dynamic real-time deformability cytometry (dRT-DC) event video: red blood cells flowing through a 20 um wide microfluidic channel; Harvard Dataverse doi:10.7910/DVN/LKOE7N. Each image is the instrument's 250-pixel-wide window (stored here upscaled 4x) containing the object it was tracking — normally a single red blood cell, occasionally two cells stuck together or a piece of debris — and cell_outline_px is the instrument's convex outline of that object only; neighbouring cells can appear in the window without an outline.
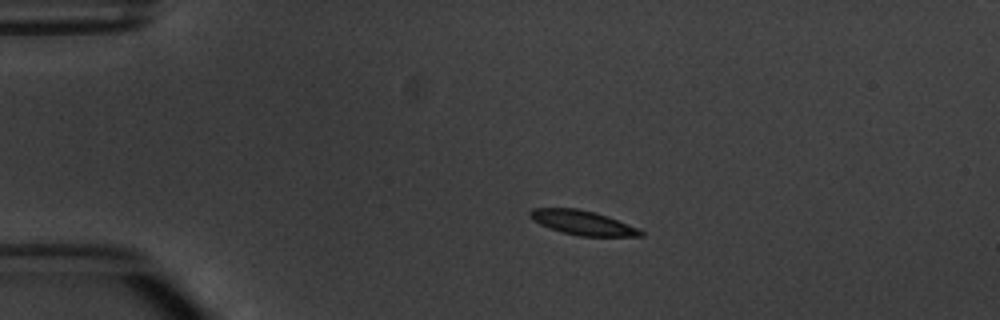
{"species": "common noctule bat (a hibernating species)", "species_latin": "Nyctalus noctula", "temperature_condition": "warm", "stored_images_in_passage": 6, "camera_frame_rate_fps": 3000, "um_per_image_px": 0.085, "animal": {"sex": "male", "body_mass_g": 20.1, "forearm_length_mm": 53.5}, "frame": {"image": 1, "passage_image": 4, "time_ms": 3.333, "image_size_px": [1000, 320], "cell_outline_px": [[644, 236], [580, 236], [548, 228], [532, 220], [528, 216], [528, 212], [532, 208], [576, 208], [608, 216], [636, 228], [644, 232]], "centroid_in_image_um": [49.46, 18.92], "position_along_channel_um": 35.5, "area_um2": 15.55}}
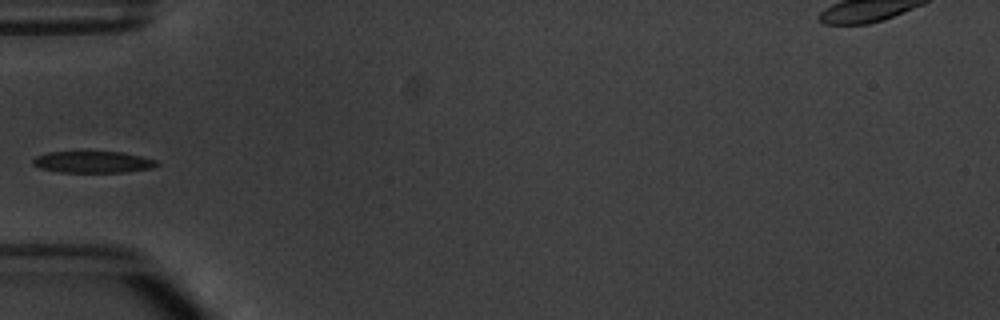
{"frame": {"image": 2, "passage_image": 6, "time_ms": 5.667, "image_size_px": [1000, 320], "cell_outline_px": [[160, 164], [152, 168], [124, 172], [60, 172], [40, 168], [32, 164], [32, 160], [36, 156], [48, 152], [124, 152], [144, 156], [156, 160]], "centroid_in_image_um": [7.93, 13.77], "position_along_channel_um": 77.1, "area_um2": 15.66}}